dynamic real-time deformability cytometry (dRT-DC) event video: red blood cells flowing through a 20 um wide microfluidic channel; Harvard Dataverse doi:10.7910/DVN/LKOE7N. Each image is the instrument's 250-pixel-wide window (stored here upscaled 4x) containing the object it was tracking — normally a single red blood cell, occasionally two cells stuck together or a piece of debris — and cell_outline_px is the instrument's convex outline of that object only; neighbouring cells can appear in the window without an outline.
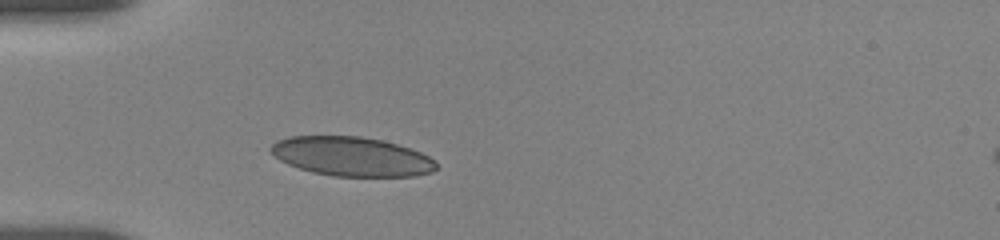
{"species": "human", "species_latin": "Homo sapiens", "temperature_condition": "room temperature", "stored_images_in_passage": 20, "camera_frame_rate_fps": 3000, "um_per_image_px": 0.085, "donor": {"sex": "female"}, "frame": {"image": 1, "passage_image": 3, "time_ms": 1.333, "image_size_px": [1000, 240], "cell_outline_px": [[436, 168], [432, 172], [416, 176], [332, 176], [312, 172], [288, 164], [280, 160], [268, 148], [276, 140], [288, 136], [360, 136], [384, 140], [420, 152], [428, 156], [436, 164]], "centroid_in_image_um": [29.86, 13.29], "position_along_channel_um": 55.1, "area_um2": 37.74}}
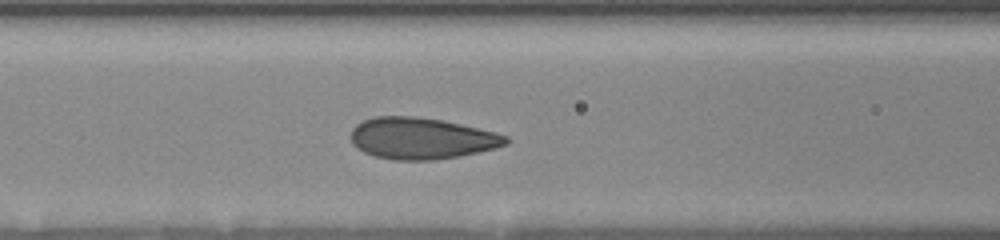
{"frame": {"image": 2, "passage_image": 8, "time_ms": 3.667, "image_size_px": [1000, 240], "cell_outline_px": [[508, 144], [496, 148], [460, 156], [432, 160], [392, 160], [376, 156], [364, 152], [356, 148], [352, 144], [352, 128], [356, 124], [364, 120], [376, 116], [412, 116], [444, 120], [496, 132], [508, 136]], "centroid_in_image_um": [35.84, 11.76], "position_along_channel_um": 130.8, "area_um2": 37.57}}
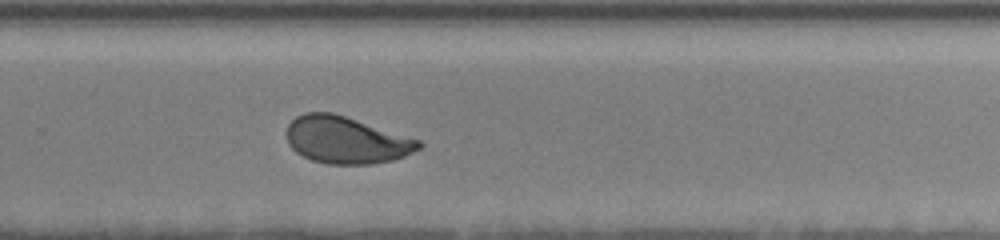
{"frame": {"image": 3, "passage_image": 20, "time_ms": 8.333, "image_size_px": [1000, 240], "cell_outline_px": [[424, 144], [420, 148], [404, 156], [392, 160], [372, 164], [328, 164], [312, 160], [296, 152], [288, 144], [284, 132], [288, 124], [296, 116], [304, 112], [332, 112], [420, 140]], "centroid_in_image_um": [29.38, 11.9], "position_along_channel_um": 300.4, "area_um2": 36.24}}